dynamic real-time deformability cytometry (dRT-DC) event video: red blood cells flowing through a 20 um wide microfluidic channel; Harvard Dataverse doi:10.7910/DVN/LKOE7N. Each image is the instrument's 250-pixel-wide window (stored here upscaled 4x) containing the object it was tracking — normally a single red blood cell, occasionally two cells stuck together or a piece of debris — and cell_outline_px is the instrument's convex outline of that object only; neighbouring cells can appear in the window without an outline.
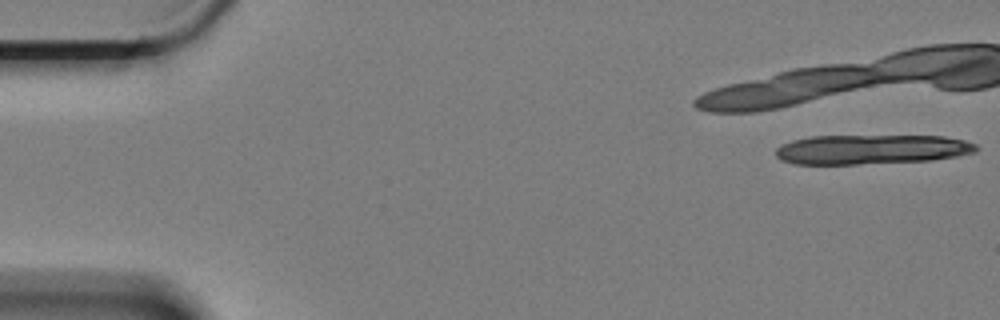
{"species": "Egyptian fruit bat (a non-hibernating species)", "species_latin": "Rousettus aegyptiacus", "temperature_condition": "cold", "stored_images_in_passage": 12, "camera_frame_rate_fps": 3000, "um_per_image_px": 0.085, "animal": {"sex": "female"}, "frame": {"image": 1, "passage_image": 1, "time_ms": 0.0, "image_size_px": [1000, 320], "cell_outline_px": [[976, 152], [956, 156], [932, 160], [856, 164], [796, 164], [780, 160], [776, 156], [776, 148], [792, 140], [812, 136], [944, 136], [964, 140], [976, 144]], "centroid_in_image_um": [74.06, 12.7], "position_along_channel_um": 10.9, "area_um2": 34.45}}